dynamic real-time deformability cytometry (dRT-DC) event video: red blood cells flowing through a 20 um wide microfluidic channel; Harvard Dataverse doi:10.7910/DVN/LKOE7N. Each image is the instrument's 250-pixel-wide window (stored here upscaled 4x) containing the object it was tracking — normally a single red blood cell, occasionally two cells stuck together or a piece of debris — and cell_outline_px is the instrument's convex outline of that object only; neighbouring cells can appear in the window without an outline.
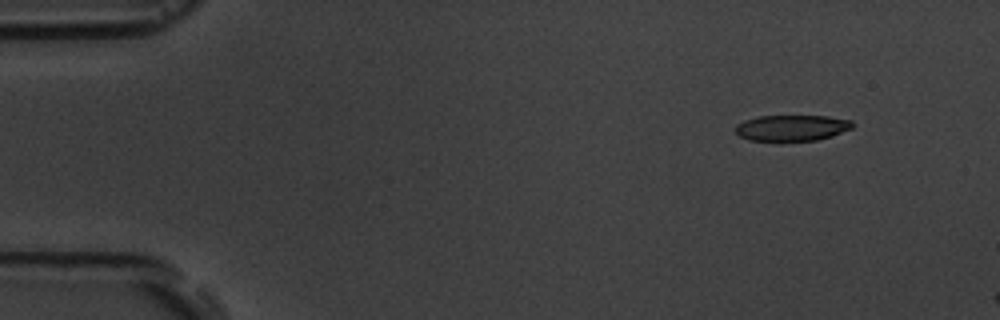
{"species": "common noctule bat (a hibernating species)", "species_latin": "Nyctalus noctula", "temperature_condition": "room temperature", "stored_images_in_passage": 3, "segment_of_instrument_passage": [2, 2], "camera_frame_rate_fps": 3000, "um_per_image_px": 0.085, "animal": {"sex": "male", "body_mass_g": 19.5, "forearm_length_mm": 54.6}, "frame": {"image": 1, "passage_image": 3, "time_ms": 3.333, "image_size_px": [1000, 320], "cell_outline_px": [[852, 128], [832, 136], [816, 140], [748, 140], [740, 136], [732, 128], [736, 124], [744, 120], [760, 116], [828, 116], [852, 120]], "centroid_in_image_um": [67.28, 10.86], "position_along_channel_um": 17.7, "area_um2": 17.63}}